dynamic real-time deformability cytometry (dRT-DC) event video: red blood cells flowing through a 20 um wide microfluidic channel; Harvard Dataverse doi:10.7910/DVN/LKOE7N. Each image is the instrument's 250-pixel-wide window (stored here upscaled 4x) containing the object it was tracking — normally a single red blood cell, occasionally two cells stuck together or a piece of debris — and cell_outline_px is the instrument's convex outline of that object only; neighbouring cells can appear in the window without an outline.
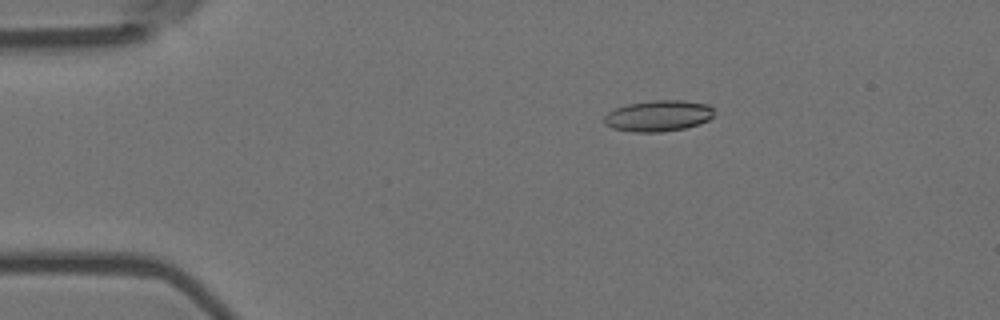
{"species": "Egyptian fruit bat (a non-hibernating species)", "species_latin": "Rousettus aegyptiacus", "temperature_condition": "room temperature", "stored_images_in_passage": 5, "camera_frame_rate_fps": 3000, "um_per_image_px": 0.085, "animal": {"sex": "female"}, "frame": {"image": 1, "passage_image": 3, "time_ms": 0.667, "image_size_px": [1000, 320], "cell_outline_px": [[712, 116], [708, 120], [700, 124], [684, 128], [660, 132], [632, 132], [612, 128], [604, 124], [604, 116], [608, 112], [616, 108], [628, 104], [652, 100], [680, 100], [708, 104], [712, 108]], "centroid_in_image_um": [55.93, 9.85], "position_along_channel_um": 29.1, "area_um2": 19.88}}